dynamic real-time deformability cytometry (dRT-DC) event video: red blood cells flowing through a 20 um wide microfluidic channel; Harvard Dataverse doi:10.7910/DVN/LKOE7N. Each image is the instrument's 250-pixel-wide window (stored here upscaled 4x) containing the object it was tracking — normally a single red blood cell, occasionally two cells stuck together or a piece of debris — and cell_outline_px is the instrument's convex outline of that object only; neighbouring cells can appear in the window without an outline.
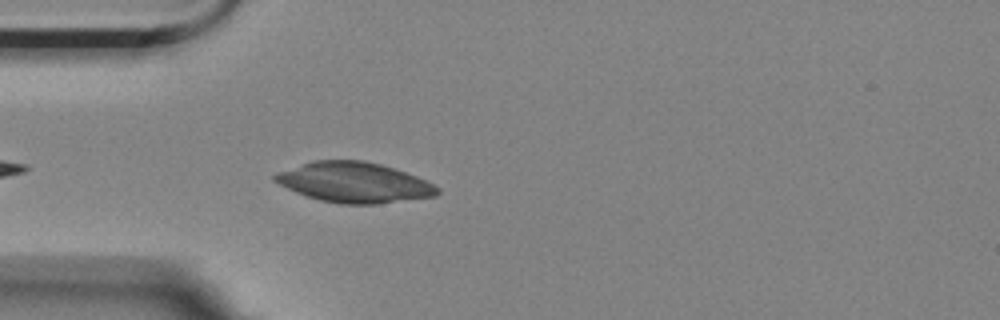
{"species": "Egyptian fruit bat (a non-hibernating species)", "species_latin": "Rousettus aegyptiacus", "temperature_condition": "room temperature", "stored_images_in_passage": 35, "camera_frame_rate_fps": 3000, "um_per_image_px": 0.085, "animal": {"sex": "female"}, "frame": {"image": 1, "passage_image": 4, "time_ms": 1.0, "image_size_px": [1000, 320], "cell_outline_px": [[440, 192], [436, 196], [376, 204], [340, 204], [320, 200], [296, 192], [272, 180], [272, 176], [276, 172], [312, 160], [364, 160], [380, 164], [416, 176], [440, 188]], "centroid_in_image_um": [30.07, 15.5], "position_along_channel_um": 54.9, "area_um2": 37.97}}
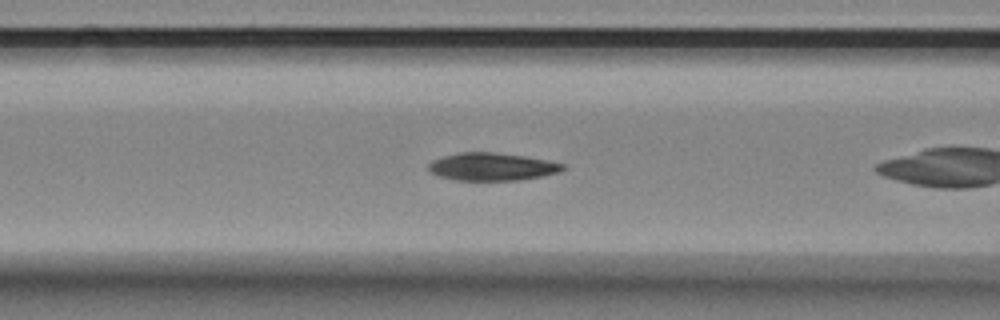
{"frame": {"image": 2, "passage_image": 7, "time_ms": 2.0, "image_size_px": [1000, 320], "cell_outline_px": [[568, 168], [560, 172], [520, 180], [456, 180], [440, 176], [428, 172], [428, 164], [432, 160], [444, 156], [460, 152], [496, 152], [528, 156], [564, 164]], "centroid_in_image_um": [41.83, 14.16], "position_along_channel_um": 124.8, "area_um2": 21.85}}
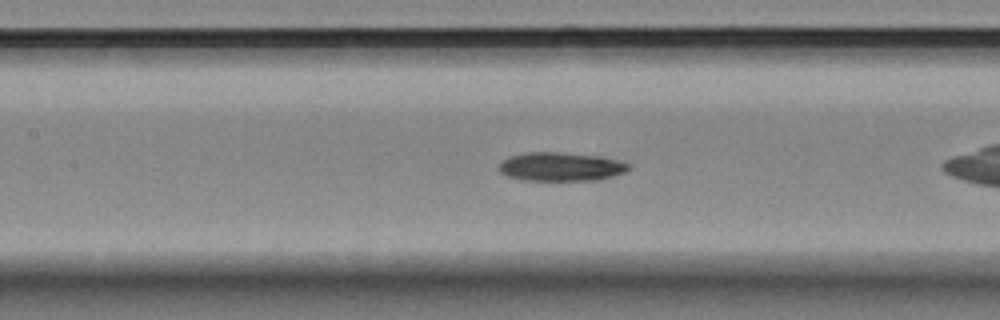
{"frame": {"image": 3, "passage_image": 10, "time_ms": 3.0, "image_size_px": [1000, 320], "cell_outline_px": [[632, 168], [624, 172], [612, 176], [596, 180], [524, 180], [508, 176], [500, 172], [500, 164], [504, 160], [512, 156], [528, 152], [560, 152], [600, 156], [620, 160], [632, 164]], "centroid_in_image_um": [47.75, 14.16], "position_along_channel_um": 159.7, "area_um2": 21.62}}